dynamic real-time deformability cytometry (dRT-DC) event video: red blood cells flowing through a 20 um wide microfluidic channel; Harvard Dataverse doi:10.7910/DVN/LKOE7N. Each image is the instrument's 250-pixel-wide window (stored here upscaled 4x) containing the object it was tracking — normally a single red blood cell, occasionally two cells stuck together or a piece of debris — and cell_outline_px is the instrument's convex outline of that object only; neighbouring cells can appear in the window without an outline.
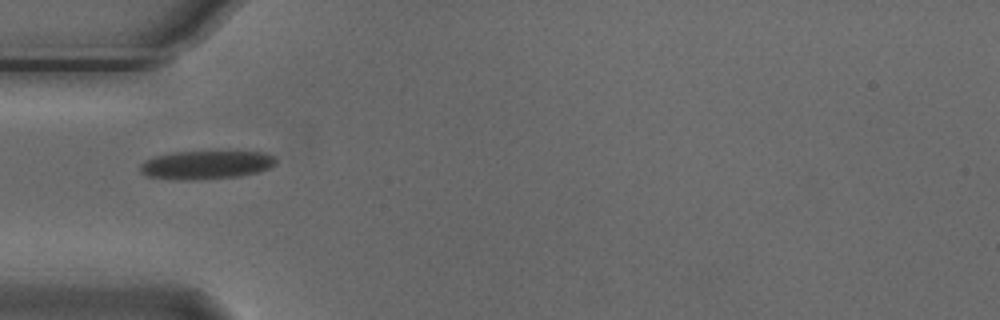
{"species": "Egyptian fruit bat (a non-hibernating species)", "species_latin": "Rousettus aegyptiacus", "temperature_condition": "cold", "stored_images_in_passage": 1, "camera_frame_rate_fps": 3000, "um_per_image_px": 0.085, "animal": {"sex": "male"}, "frame": {"image": 1, "passage_image": 1, "time_ms": 0.0, "image_size_px": [1000, 320], "cell_outline_px": [[276, 164], [260, 172], [240, 176], [196, 180], [176, 180], [148, 176], [140, 172], [140, 164], [144, 160], [156, 156], [172, 152], [264, 152], [272, 156], [276, 160]], "centroid_in_image_um": [17.5, 14.02], "position_along_channel_um": 67.5, "area_um2": 22.54}}